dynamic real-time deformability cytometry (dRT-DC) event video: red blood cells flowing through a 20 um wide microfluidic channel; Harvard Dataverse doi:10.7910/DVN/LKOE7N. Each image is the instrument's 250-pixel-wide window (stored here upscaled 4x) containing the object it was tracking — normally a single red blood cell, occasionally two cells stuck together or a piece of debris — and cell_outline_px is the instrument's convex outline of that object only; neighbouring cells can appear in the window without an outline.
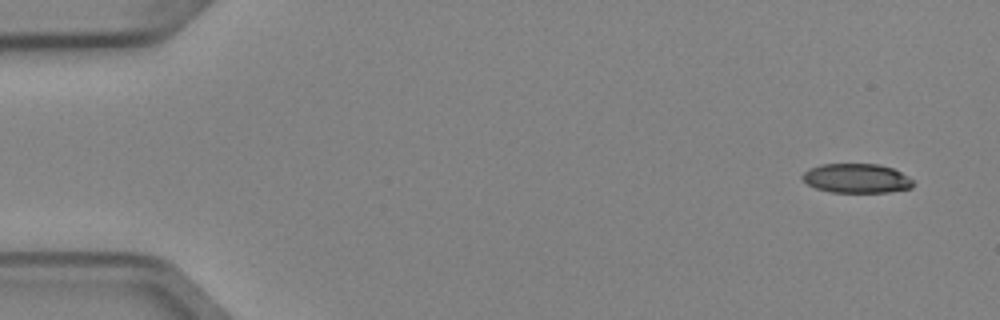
{"species": "Egyptian fruit bat (a non-hibernating species)", "species_latin": "Rousettus aegyptiacus", "temperature_condition": "cold", "stored_images_in_passage": 5, "camera_frame_rate_fps": 3000, "um_per_image_px": 0.085, "animal": {"sex": "female"}, "frame": {"image": 1, "passage_image": 5, "time_ms": 1.333, "image_size_px": [1000, 320], "cell_outline_px": [[912, 188], [888, 192], [828, 192], [816, 188], [808, 184], [800, 176], [808, 168], [820, 164], [876, 164], [892, 168], [908, 176], [912, 180]], "centroid_in_image_um": [72.77, 15.16], "position_along_channel_um": 12.2, "area_um2": 18.9}}